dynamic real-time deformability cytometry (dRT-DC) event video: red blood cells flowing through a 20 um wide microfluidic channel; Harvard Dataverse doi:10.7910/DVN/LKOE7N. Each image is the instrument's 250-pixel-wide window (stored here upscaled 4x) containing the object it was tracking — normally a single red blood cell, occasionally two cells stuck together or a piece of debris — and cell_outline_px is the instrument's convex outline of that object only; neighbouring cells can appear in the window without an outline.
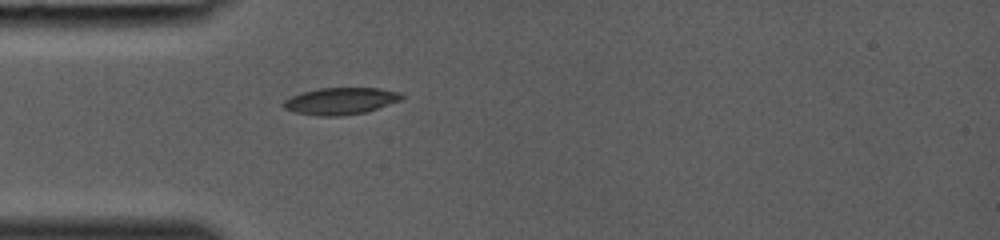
{"species": "common noctule bat (a hibernating species)", "species_latin": "Nyctalus noctula", "temperature_condition": "room temperature", "stored_images_in_passage": 26, "camera_frame_rate_fps": 3000, "um_per_image_px": 0.085, "animal": {"sex": "female", "body_mass_g": 19.0, "forearm_length_mm": 53.3}, "frame": {"image": 1, "passage_image": 1, "time_ms": 0.0, "image_size_px": [1000, 240], "cell_outline_px": [[404, 96], [400, 100], [364, 112], [340, 116], [320, 116], [296, 112], [284, 108], [284, 100], [292, 96], [304, 92], [320, 88], [380, 88], [400, 92]], "centroid_in_image_um": [28.96, 8.58], "position_along_channel_um": 56.0, "area_um2": 18.15}}
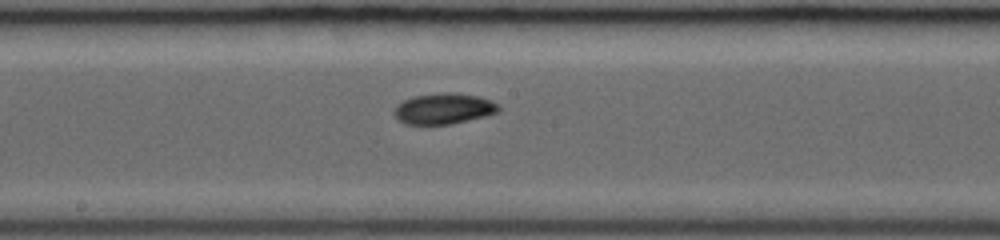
{"frame": {"image": 2, "passage_image": 10, "time_ms": 3.0, "image_size_px": [1000, 240], "cell_outline_px": [[500, 112], [452, 124], [404, 124], [396, 120], [392, 112], [396, 104], [412, 96], [444, 92], [480, 96], [492, 100], [500, 108]], "centroid_in_image_um": [37.67, 9.24], "position_along_channel_um": 210.5, "area_um2": 18.96}}
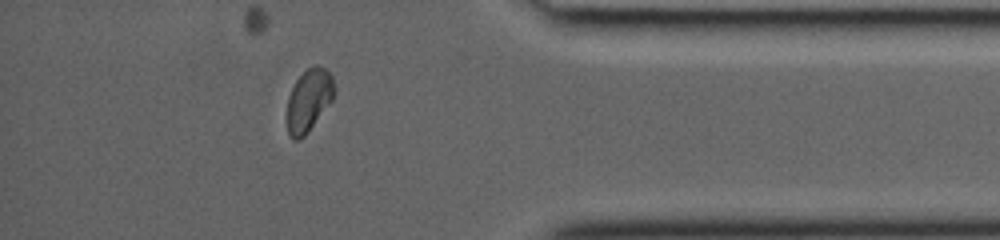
{"frame": {"image": 3, "passage_image": 22, "time_ms": 7.0, "image_size_px": [1000, 240], "cell_outline_px": [[336, 88], [332, 100], [308, 132], [300, 140], [292, 140], [288, 132], [288, 96], [296, 80], [308, 68], [316, 64], [320, 64], [332, 76]], "centroid_in_image_um": [26.27, 8.51], "position_along_channel_um": 408.9, "area_um2": 17.11}}